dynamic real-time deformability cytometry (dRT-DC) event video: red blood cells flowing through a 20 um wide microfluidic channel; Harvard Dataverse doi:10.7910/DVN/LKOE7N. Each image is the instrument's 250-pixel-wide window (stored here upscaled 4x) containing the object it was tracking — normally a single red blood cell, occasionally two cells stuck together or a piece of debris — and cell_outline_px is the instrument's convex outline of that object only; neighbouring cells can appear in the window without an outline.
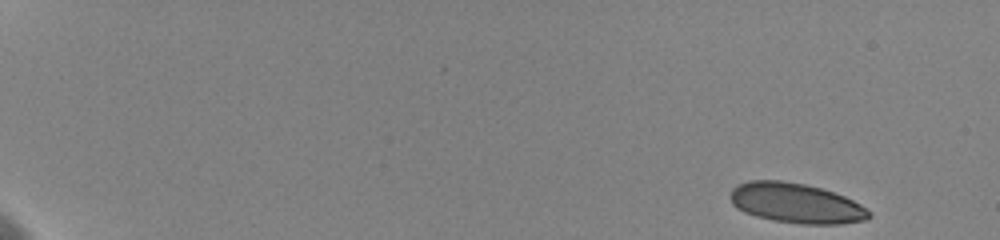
{"species": "human", "species_latin": "Homo sapiens", "temperature_condition": "cold", "stored_images_in_passage": 20, "camera_frame_rate_fps": 3000, "um_per_image_px": 0.085, "donor": {"sex": "female"}, "frame": {"image": 1, "passage_image": 1, "time_ms": 0.0, "image_size_px": [1000, 240], "cell_outline_px": [[872, 216], [864, 220], [840, 224], [800, 224], [772, 220], [756, 216], [744, 212], [736, 208], [732, 204], [732, 188], [736, 184], [748, 180], [780, 180], [804, 184], [820, 188], [844, 196], [860, 204], [872, 212]], "centroid_in_image_um": [67.65, 17.27], "position_along_channel_um": 17.3, "area_um2": 32.31}}
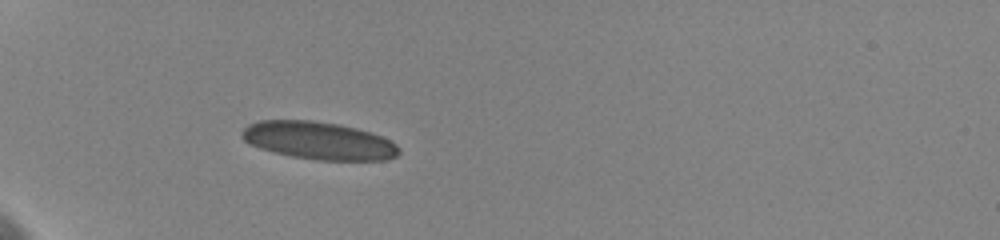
{"frame": {"image": 2, "passage_image": 12, "time_ms": 5.333, "image_size_px": [1000, 240], "cell_outline_px": [[400, 152], [396, 156], [388, 160], [316, 160], [292, 156], [260, 148], [248, 144], [240, 136], [240, 132], [248, 124], [260, 120], [312, 120], [340, 124], [356, 128], [380, 136], [396, 144], [400, 148]], "centroid_in_image_um": [27.06, 11.95], "position_along_channel_um": 57.9, "area_um2": 34.51}}